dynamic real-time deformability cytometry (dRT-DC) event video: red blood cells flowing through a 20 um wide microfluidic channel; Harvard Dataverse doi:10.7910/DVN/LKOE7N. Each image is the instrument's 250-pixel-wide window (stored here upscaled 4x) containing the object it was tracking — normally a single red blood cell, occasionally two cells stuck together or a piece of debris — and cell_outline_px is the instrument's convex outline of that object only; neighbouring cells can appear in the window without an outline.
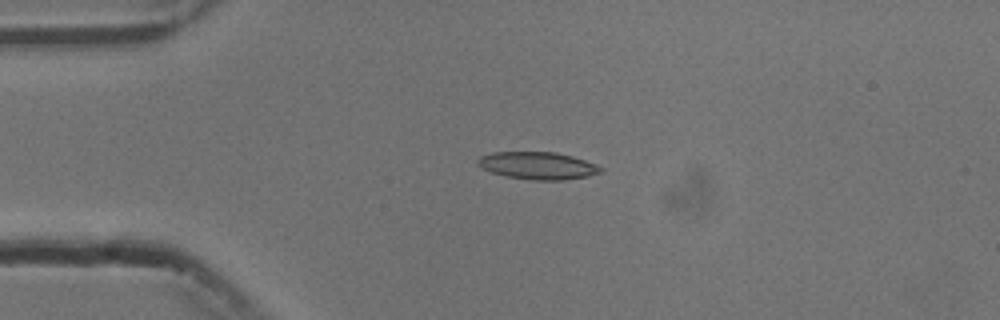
{"species": "common noctule bat (a hibernating species)", "species_latin": "Nyctalus noctula", "temperature_condition": "cold", "stored_images_in_passage": 43, "camera_frame_rate_fps": 3000, "um_per_image_px": 0.085, "animal": {"sex": "male", "body_mass_g": 13.3}, "frame": {"image": 1, "passage_image": 1, "time_ms": 0.0, "image_size_px": [1000, 320], "cell_outline_px": [[604, 168], [600, 172], [588, 176], [564, 180], [532, 180], [504, 176], [480, 168], [476, 164], [476, 160], [480, 156], [492, 152], [556, 152], [572, 156], [596, 164]], "centroid_in_image_um": [45.67, 14.08], "position_along_channel_um": 39.3, "area_um2": 19.77}}
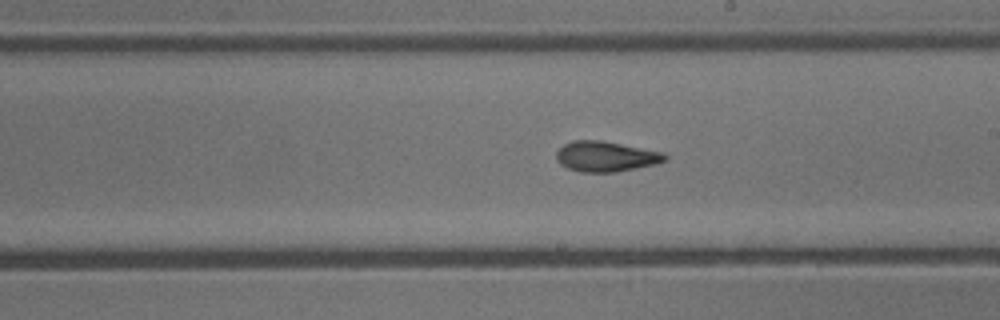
{"frame": {"image": 2, "passage_image": 19, "time_ms": 6.0, "image_size_px": [1000, 320], "cell_outline_px": [[668, 160], [656, 164], [616, 172], [580, 172], [568, 168], [560, 164], [556, 160], [556, 152], [564, 144], [572, 140], [600, 140], [664, 152], [668, 156]], "centroid_in_image_um": [51.5, 13.3], "position_along_channel_um": 237.5, "area_um2": 19.31}}
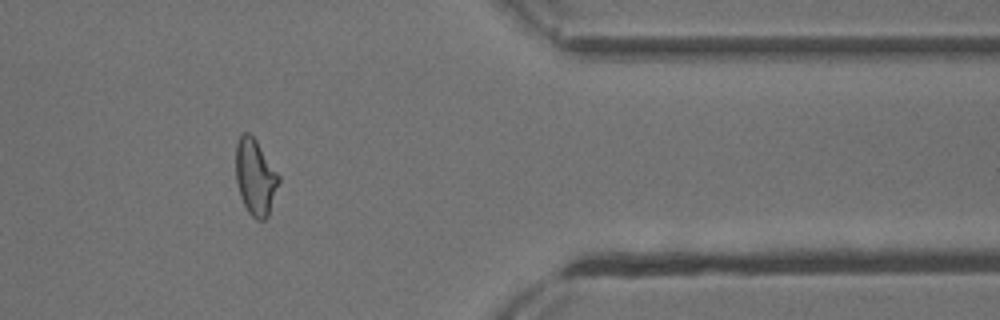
{"frame": {"image": 3, "passage_image": 33, "time_ms": 10.667, "image_size_px": [1000, 320], "cell_outline_px": [[280, 180], [268, 216], [264, 220], [256, 220], [248, 212], [240, 196], [236, 180], [236, 144], [240, 136], [244, 132], [248, 132], [256, 140], [280, 176]], "centroid_in_image_um": [21.7, 15.06], "position_along_channel_um": 389.7, "area_um2": 18.9}, "authors_computed_cell_mechanics": {"area_um2": 19.0162, "velocity_mm_per_s": 3.7555, "shape_relaxation_time_tau1_ms": 6.5972, "shape_relaxation_time_tau2_ms": 3.0918, "deformation_change_tau1": 0.1996, "deformation_change_tau2": 0.1217}}